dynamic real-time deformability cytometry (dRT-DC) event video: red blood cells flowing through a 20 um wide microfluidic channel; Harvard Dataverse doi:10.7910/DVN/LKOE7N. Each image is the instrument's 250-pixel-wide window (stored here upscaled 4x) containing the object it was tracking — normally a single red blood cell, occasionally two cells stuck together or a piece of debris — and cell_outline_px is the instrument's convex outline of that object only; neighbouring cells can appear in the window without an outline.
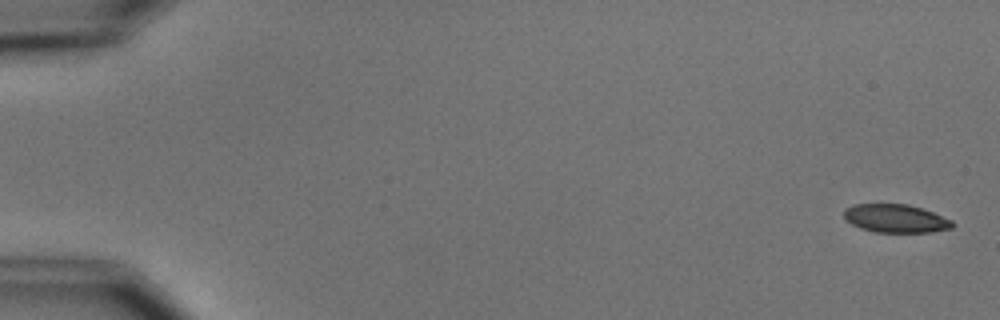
{"species": "common noctule bat (a hibernating species)", "species_latin": "Nyctalus noctula", "temperature_condition": "cold", "stored_images_in_passage": 5, "camera_frame_rate_fps": 3000, "um_per_image_px": 0.085, "animal": {"sex": "male", "body_mass_g": 15.6}, "frame": {"image": 1, "passage_image": 1, "time_ms": 0.0, "image_size_px": [1000, 320], "cell_outline_px": [[952, 228], [932, 232], [876, 232], [860, 228], [844, 220], [844, 208], [852, 204], [908, 204], [932, 212], [952, 220]], "centroid_in_image_um": [76.08, 18.56], "position_along_channel_um": 8.9, "area_um2": 17.86}}